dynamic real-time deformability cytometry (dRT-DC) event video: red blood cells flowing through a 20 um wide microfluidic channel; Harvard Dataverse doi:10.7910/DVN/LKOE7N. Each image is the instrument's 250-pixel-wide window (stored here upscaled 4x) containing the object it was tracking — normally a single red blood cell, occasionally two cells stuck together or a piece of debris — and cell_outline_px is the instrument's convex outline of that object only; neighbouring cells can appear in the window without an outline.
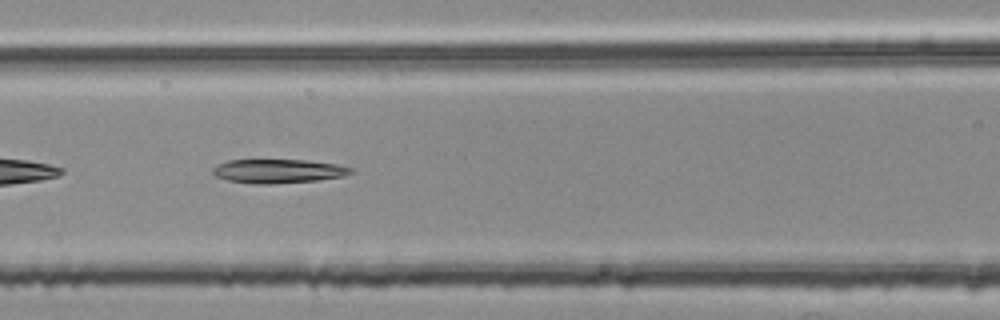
{"species": "common noctule bat (a hibernating species)", "species_latin": "Nyctalus noctula", "temperature_condition": "room temperature", "stored_images_in_passage": 34, "camera_frame_rate_fps": 3000, "um_per_image_px": 0.085, "animal": {"sex": "female", "body_mass_g": 25.1}, "frame": {"image": 1, "passage_image": 7, "time_ms": 2.0, "image_size_px": [1000, 320], "cell_outline_px": [[352, 172], [344, 176], [316, 180], [276, 184], [252, 184], [228, 180], [216, 176], [212, 172], [212, 168], [228, 160], [304, 160], [336, 164], [352, 168]], "centroid_in_image_um": [23.63, 14.55], "position_along_channel_um": 143.0, "area_um2": 19.13}}
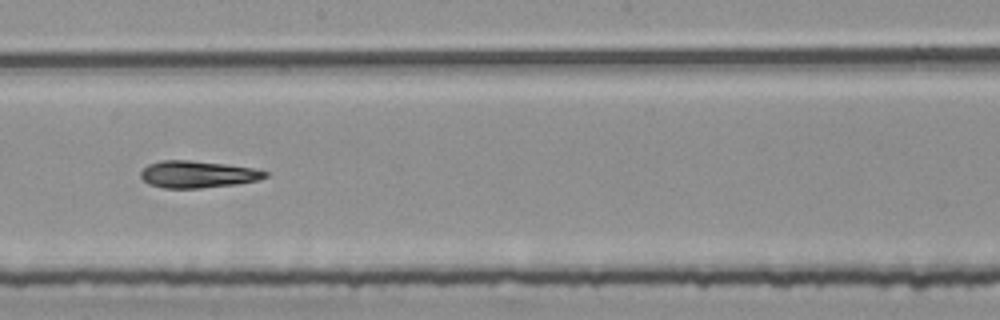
{"frame": {"image": 2, "passage_image": 14, "time_ms": 4.333, "image_size_px": [1000, 320], "cell_outline_px": [[268, 176], [260, 180], [236, 184], [200, 188], [164, 188], [148, 184], [140, 176], [140, 172], [148, 164], [160, 160], [188, 160], [224, 164], [252, 168], [268, 172]], "centroid_in_image_um": [16.78, 14.82], "position_along_channel_um": 231.4, "area_um2": 19.54}}
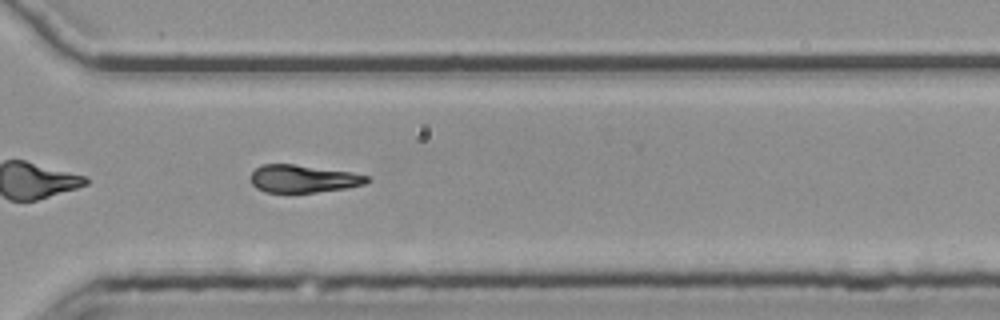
{"frame": {"image": 3, "passage_image": 23, "time_ms": 7.333, "image_size_px": [1000, 320], "cell_outline_px": [[372, 180], [364, 184], [348, 188], [316, 192], [264, 192], [256, 188], [252, 184], [248, 176], [260, 164], [292, 164], [352, 172], [368, 176]], "centroid_in_image_um": [25.75, 15.19], "position_along_channel_um": 344.8, "area_um2": 18.9}}